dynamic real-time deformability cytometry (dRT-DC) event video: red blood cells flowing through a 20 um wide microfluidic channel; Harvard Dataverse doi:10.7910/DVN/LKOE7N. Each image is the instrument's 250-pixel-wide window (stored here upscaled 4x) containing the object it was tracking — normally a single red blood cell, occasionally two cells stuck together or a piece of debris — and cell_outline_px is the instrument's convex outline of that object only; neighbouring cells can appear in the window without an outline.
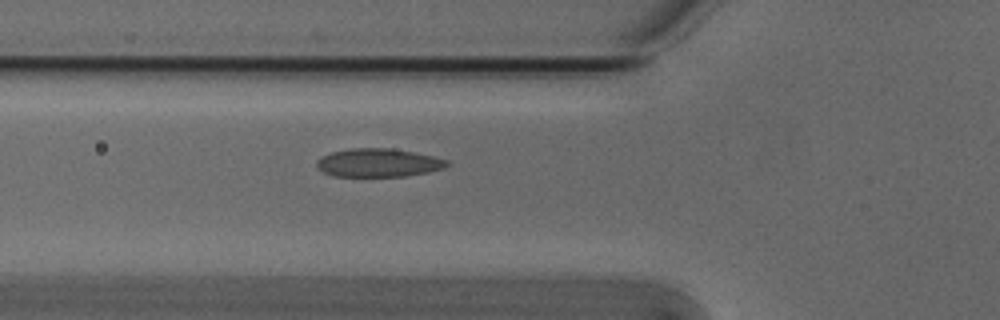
{"species": "Egyptian fruit bat (a non-hibernating species)", "species_latin": "Rousettus aegyptiacus", "temperature_condition": "cold", "stored_images_in_passage": 40, "camera_frame_rate_fps": 3000, "um_per_image_px": 0.085, "animal": {"sex": "male"}, "frame": {"image": 1, "passage_image": 11, "time_ms": 3.333, "image_size_px": [1000, 320], "cell_outline_px": [[452, 164], [444, 168], [428, 172], [404, 176], [332, 176], [316, 168], [316, 160], [320, 156], [332, 152], [352, 148], [388, 148], [412, 152], [432, 156], [448, 160]], "centroid_in_image_um": [32.14, 13.84], "position_along_channel_um": 93.7, "area_um2": 21.56}}
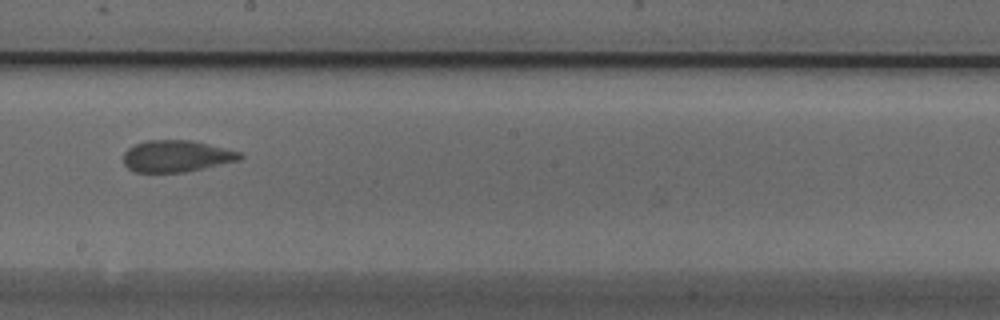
{"frame": {"image": 2, "passage_image": 22, "time_ms": 7.0, "image_size_px": [1000, 320], "cell_outline_px": [[244, 156], [240, 160], [204, 168], [184, 172], [136, 172], [128, 168], [124, 164], [124, 152], [128, 148], [144, 140], [192, 140], [240, 152]], "centroid_in_image_um": [14.99, 13.27], "position_along_channel_um": 233.2, "area_um2": 21.44}}
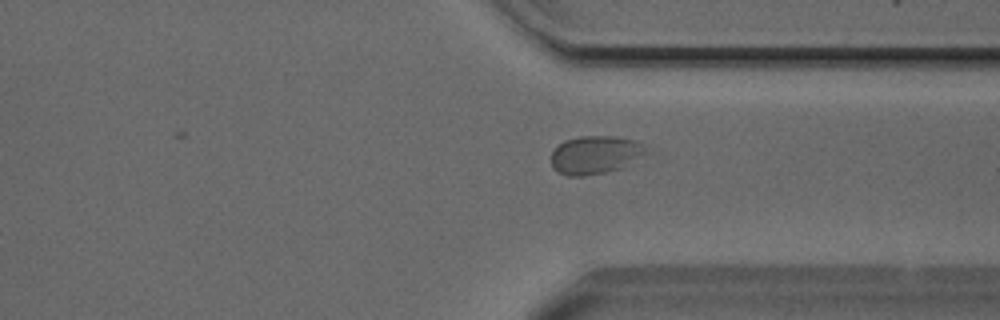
{"frame": {"image": 3, "passage_image": 32, "time_ms": 10.333, "image_size_px": [1000, 320], "cell_outline_px": [[656, 148], [652, 152], [624, 168], [584, 176], [568, 176], [552, 168], [552, 152], [564, 140], [580, 136], [616, 136], [636, 140], [648, 144]], "centroid_in_image_um": [50.77, 13.14], "position_along_channel_um": 360.6, "area_um2": 21.96}}